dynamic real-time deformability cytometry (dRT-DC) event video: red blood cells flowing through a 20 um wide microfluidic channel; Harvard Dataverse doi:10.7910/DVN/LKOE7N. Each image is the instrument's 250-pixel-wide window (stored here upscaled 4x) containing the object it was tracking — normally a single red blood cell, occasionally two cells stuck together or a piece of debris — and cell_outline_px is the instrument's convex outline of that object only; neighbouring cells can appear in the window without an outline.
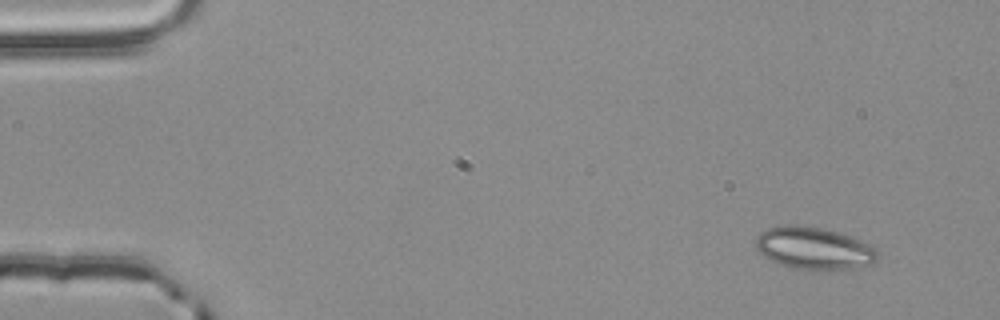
{"species": "common noctule bat (a hibernating species)", "species_latin": "Nyctalus noctula", "temperature_condition": "room temperature", "stored_images_in_passage": 52, "camera_frame_rate_fps": 3000, "um_per_image_px": 0.085, "animal": {"sex": "male", "body_mass_g": 20.4}, "frame": {"image": 1, "passage_image": 1, "time_ms": 0.0, "image_size_px": [1000, 320], "cell_outline_px": [[880, 256], [872, 264], [844, 268], [796, 268], [772, 260], [764, 256], [756, 248], [756, 240], [760, 232], [768, 228], [784, 224], [792, 224], [820, 228], [836, 232], [872, 244], [876, 248]], "centroid_in_image_um": [69.2, 21.06], "position_along_channel_um": 15.8, "area_um2": 29.25}}
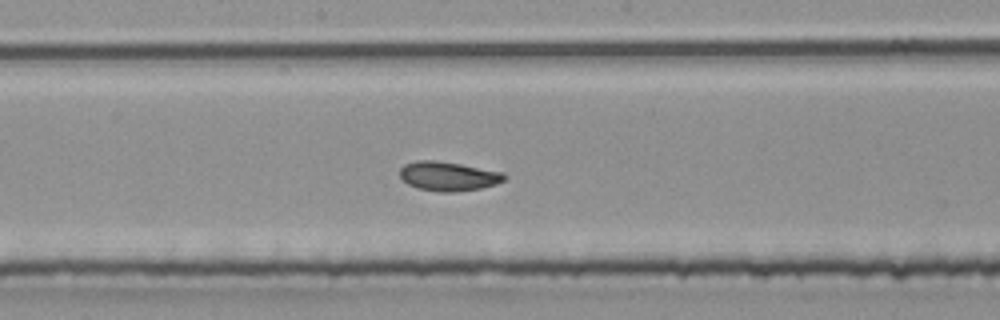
{"frame": {"image": 2, "passage_image": 26, "time_ms": 8.333, "image_size_px": [1000, 320], "cell_outline_px": [[508, 176], [504, 180], [496, 184], [480, 188], [452, 192], [440, 192], [416, 188], [408, 184], [400, 176], [400, 168], [404, 164], [416, 160], [436, 160], [460, 164], [504, 172]], "centroid_in_image_um": [38.1, 14.97], "position_along_channel_um": 210.1, "area_um2": 17.86}}
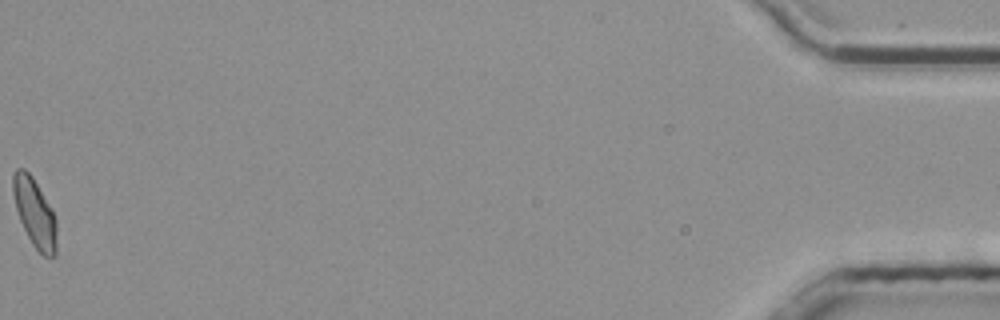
{"frame": {"image": 3, "passage_image": 52, "time_ms": 17.0, "image_size_px": [1000, 320], "cell_outline_px": [[56, 256], [44, 256], [32, 244], [20, 220], [16, 208], [12, 192], [12, 172], [16, 168], [24, 168], [32, 176], [52, 212], [56, 220]], "centroid_in_image_um": [2.92, 18.07], "position_along_channel_um": 432.3, "area_um2": 17.11}, "authors_computed_cell_mechanics": {"area_um2": 17.4845, "velocity_mm_per_s": 3.8059, "shape_relaxation_time_tau1_ms": 3.2931, "shape_relaxation_time_tau2_ms": 1.3773, "deformation_change_tau1": 0.1109, "deformation_change_tau2": 0.0666}}